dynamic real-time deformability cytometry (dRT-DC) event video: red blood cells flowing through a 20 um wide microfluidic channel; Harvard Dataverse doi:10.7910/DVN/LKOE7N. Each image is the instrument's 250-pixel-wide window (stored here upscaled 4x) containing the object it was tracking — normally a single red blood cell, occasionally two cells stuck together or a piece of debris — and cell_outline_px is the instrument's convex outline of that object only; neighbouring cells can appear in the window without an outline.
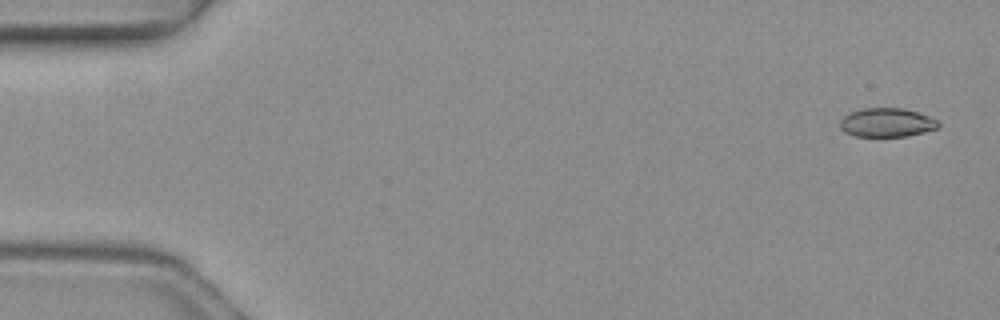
{"species": "common noctule bat (a hibernating species)", "species_latin": "Nyctalus noctula", "temperature_condition": "warm", "stored_images_in_passage": 4, "camera_frame_rate_fps": 3000, "um_per_image_px": 0.085, "animal": {"sex": "female", "body_mass_g": 19.3, "forearm_length_mm": 54.1}, "frame": {"image": 1, "passage_image": 1, "time_ms": 0.0, "image_size_px": [1000, 320], "cell_outline_px": [[940, 124], [936, 128], [908, 136], [856, 136], [844, 132], [840, 128], [840, 120], [848, 112], [864, 108], [904, 108], [928, 116], [936, 120]], "centroid_in_image_um": [75.33, 10.41], "position_along_channel_um": 9.7, "area_um2": 16.42}}
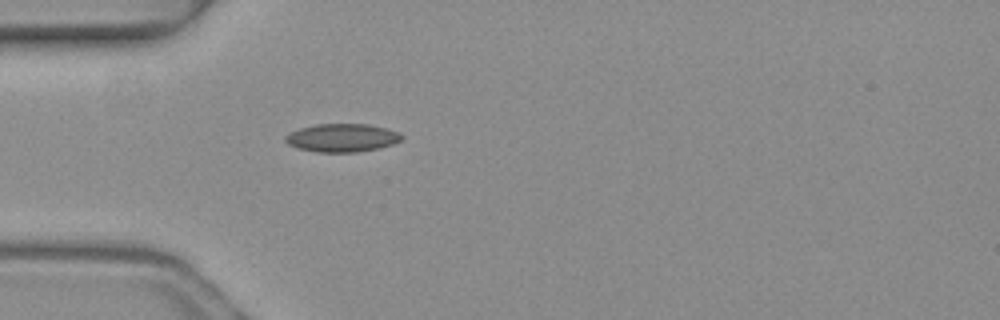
{"frame": {"image": 2, "passage_image": 4, "time_ms": 1.0, "image_size_px": [1000, 320], "cell_outline_px": [[404, 136], [400, 140], [392, 144], [376, 148], [356, 152], [316, 152], [300, 148], [288, 144], [284, 140], [284, 136], [300, 128], [316, 124], [368, 124], [400, 132]], "centroid_in_image_um": [29.07, 11.71], "position_along_channel_um": 55.9, "area_um2": 18.9}}